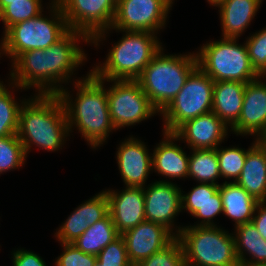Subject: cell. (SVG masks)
Here are the masks:
<instances>
[{
    "mask_svg": "<svg viewBox=\"0 0 266 266\" xmlns=\"http://www.w3.org/2000/svg\"><path fill=\"white\" fill-rule=\"evenodd\" d=\"M254 143L249 147L248 150H244L239 147H228V148H216L218 164L220 169L221 178L231 179L233 182L239 178L243 169L247 152L255 145Z\"/></svg>",
    "mask_w": 266,
    "mask_h": 266,
    "instance_id": "31",
    "label": "cell"
},
{
    "mask_svg": "<svg viewBox=\"0 0 266 266\" xmlns=\"http://www.w3.org/2000/svg\"><path fill=\"white\" fill-rule=\"evenodd\" d=\"M189 156L188 177L199 183L220 185L216 181L221 177L216 149H193Z\"/></svg>",
    "mask_w": 266,
    "mask_h": 266,
    "instance_id": "28",
    "label": "cell"
},
{
    "mask_svg": "<svg viewBox=\"0 0 266 266\" xmlns=\"http://www.w3.org/2000/svg\"><path fill=\"white\" fill-rule=\"evenodd\" d=\"M104 83V79L97 78L89 70L85 78L74 82L77 90L75 99L67 88L57 94L65 109L69 132L75 125L93 149L103 145L110 132L116 130L109 115Z\"/></svg>",
    "mask_w": 266,
    "mask_h": 266,
    "instance_id": "1",
    "label": "cell"
},
{
    "mask_svg": "<svg viewBox=\"0 0 266 266\" xmlns=\"http://www.w3.org/2000/svg\"><path fill=\"white\" fill-rule=\"evenodd\" d=\"M70 30L85 33L90 39L111 28L117 0H56Z\"/></svg>",
    "mask_w": 266,
    "mask_h": 266,
    "instance_id": "12",
    "label": "cell"
},
{
    "mask_svg": "<svg viewBox=\"0 0 266 266\" xmlns=\"http://www.w3.org/2000/svg\"><path fill=\"white\" fill-rule=\"evenodd\" d=\"M50 17L40 13L37 17L19 22L5 31L2 55L12 63L24 52L46 49L60 40L70 29L56 0H51Z\"/></svg>",
    "mask_w": 266,
    "mask_h": 266,
    "instance_id": "6",
    "label": "cell"
},
{
    "mask_svg": "<svg viewBox=\"0 0 266 266\" xmlns=\"http://www.w3.org/2000/svg\"><path fill=\"white\" fill-rule=\"evenodd\" d=\"M222 197L223 214L235 222V227L251 222L257 204L259 203L236 182L219 185Z\"/></svg>",
    "mask_w": 266,
    "mask_h": 266,
    "instance_id": "24",
    "label": "cell"
},
{
    "mask_svg": "<svg viewBox=\"0 0 266 266\" xmlns=\"http://www.w3.org/2000/svg\"><path fill=\"white\" fill-rule=\"evenodd\" d=\"M247 39L245 44L253 68L260 76L266 77V28Z\"/></svg>",
    "mask_w": 266,
    "mask_h": 266,
    "instance_id": "35",
    "label": "cell"
},
{
    "mask_svg": "<svg viewBox=\"0 0 266 266\" xmlns=\"http://www.w3.org/2000/svg\"><path fill=\"white\" fill-rule=\"evenodd\" d=\"M145 218L167 228L174 235V219L182 211L181 189L167 180L143 187Z\"/></svg>",
    "mask_w": 266,
    "mask_h": 266,
    "instance_id": "13",
    "label": "cell"
},
{
    "mask_svg": "<svg viewBox=\"0 0 266 266\" xmlns=\"http://www.w3.org/2000/svg\"><path fill=\"white\" fill-rule=\"evenodd\" d=\"M42 0H17L8 1V5L1 11V21L4 23V34L0 42L3 46L5 40V31L19 22L37 17L44 12L42 9Z\"/></svg>",
    "mask_w": 266,
    "mask_h": 266,
    "instance_id": "29",
    "label": "cell"
},
{
    "mask_svg": "<svg viewBox=\"0 0 266 266\" xmlns=\"http://www.w3.org/2000/svg\"><path fill=\"white\" fill-rule=\"evenodd\" d=\"M8 1H17V0H0V20H1V11L8 5Z\"/></svg>",
    "mask_w": 266,
    "mask_h": 266,
    "instance_id": "42",
    "label": "cell"
},
{
    "mask_svg": "<svg viewBox=\"0 0 266 266\" xmlns=\"http://www.w3.org/2000/svg\"><path fill=\"white\" fill-rule=\"evenodd\" d=\"M90 43V38L78 30H69L60 40L43 49L48 61V94H58L73 72L87 59L78 41ZM61 83V84H60Z\"/></svg>",
    "mask_w": 266,
    "mask_h": 266,
    "instance_id": "11",
    "label": "cell"
},
{
    "mask_svg": "<svg viewBox=\"0 0 266 266\" xmlns=\"http://www.w3.org/2000/svg\"><path fill=\"white\" fill-rule=\"evenodd\" d=\"M252 223L261 236L266 234V202H259L257 204Z\"/></svg>",
    "mask_w": 266,
    "mask_h": 266,
    "instance_id": "40",
    "label": "cell"
},
{
    "mask_svg": "<svg viewBox=\"0 0 266 266\" xmlns=\"http://www.w3.org/2000/svg\"><path fill=\"white\" fill-rule=\"evenodd\" d=\"M125 34L107 54L103 64L90 71L104 80H136L162 48L155 33L123 31Z\"/></svg>",
    "mask_w": 266,
    "mask_h": 266,
    "instance_id": "4",
    "label": "cell"
},
{
    "mask_svg": "<svg viewBox=\"0 0 266 266\" xmlns=\"http://www.w3.org/2000/svg\"><path fill=\"white\" fill-rule=\"evenodd\" d=\"M236 183L258 202H266V157L257 144L247 152Z\"/></svg>",
    "mask_w": 266,
    "mask_h": 266,
    "instance_id": "25",
    "label": "cell"
},
{
    "mask_svg": "<svg viewBox=\"0 0 266 266\" xmlns=\"http://www.w3.org/2000/svg\"><path fill=\"white\" fill-rule=\"evenodd\" d=\"M223 0H207V2L209 3V4H211L212 6H217V5H219L221 2H222Z\"/></svg>",
    "mask_w": 266,
    "mask_h": 266,
    "instance_id": "43",
    "label": "cell"
},
{
    "mask_svg": "<svg viewBox=\"0 0 266 266\" xmlns=\"http://www.w3.org/2000/svg\"><path fill=\"white\" fill-rule=\"evenodd\" d=\"M12 69L11 87L27 90L33 86L36 94H48V61L43 49L22 53L12 63Z\"/></svg>",
    "mask_w": 266,
    "mask_h": 266,
    "instance_id": "19",
    "label": "cell"
},
{
    "mask_svg": "<svg viewBox=\"0 0 266 266\" xmlns=\"http://www.w3.org/2000/svg\"><path fill=\"white\" fill-rule=\"evenodd\" d=\"M118 236L112 217L108 214L102 220L89 226L72 244L86 254L97 256Z\"/></svg>",
    "mask_w": 266,
    "mask_h": 266,
    "instance_id": "27",
    "label": "cell"
},
{
    "mask_svg": "<svg viewBox=\"0 0 266 266\" xmlns=\"http://www.w3.org/2000/svg\"><path fill=\"white\" fill-rule=\"evenodd\" d=\"M171 0H117L116 13L111 28L99 31L90 43L99 46L108 31H138L157 34L166 24Z\"/></svg>",
    "mask_w": 266,
    "mask_h": 266,
    "instance_id": "9",
    "label": "cell"
},
{
    "mask_svg": "<svg viewBox=\"0 0 266 266\" xmlns=\"http://www.w3.org/2000/svg\"><path fill=\"white\" fill-rule=\"evenodd\" d=\"M27 99L19 111L17 133L26 156L33 145L52 152L61 149L70 134L65 109L58 95L36 94Z\"/></svg>",
    "mask_w": 266,
    "mask_h": 266,
    "instance_id": "2",
    "label": "cell"
},
{
    "mask_svg": "<svg viewBox=\"0 0 266 266\" xmlns=\"http://www.w3.org/2000/svg\"><path fill=\"white\" fill-rule=\"evenodd\" d=\"M197 67L196 53L166 55L162 47L136 81L160 113L179 93Z\"/></svg>",
    "mask_w": 266,
    "mask_h": 266,
    "instance_id": "3",
    "label": "cell"
},
{
    "mask_svg": "<svg viewBox=\"0 0 266 266\" xmlns=\"http://www.w3.org/2000/svg\"><path fill=\"white\" fill-rule=\"evenodd\" d=\"M63 223L54 235L60 243H73L89 227L85 224L84 203L80 204Z\"/></svg>",
    "mask_w": 266,
    "mask_h": 266,
    "instance_id": "34",
    "label": "cell"
},
{
    "mask_svg": "<svg viewBox=\"0 0 266 266\" xmlns=\"http://www.w3.org/2000/svg\"><path fill=\"white\" fill-rule=\"evenodd\" d=\"M263 0H223L220 8L222 37L237 38L248 28Z\"/></svg>",
    "mask_w": 266,
    "mask_h": 266,
    "instance_id": "22",
    "label": "cell"
},
{
    "mask_svg": "<svg viewBox=\"0 0 266 266\" xmlns=\"http://www.w3.org/2000/svg\"><path fill=\"white\" fill-rule=\"evenodd\" d=\"M261 237H262V239L264 240V242H265V247H266V234H263Z\"/></svg>",
    "mask_w": 266,
    "mask_h": 266,
    "instance_id": "44",
    "label": "cell"
},
{
    "mask_svg": "<svg viewBox=\"0 0 266 266\" xmlns=\"http://www.w3.org/2000/svg\"><path fill=\"white\" fill-rule=\"evenodd\" d=\"M121 236L133 266L162 250L176 238L164 226L146 220Z\"/></svg>",
    "mask_w": 266,
    "mask_h": 266,
    "instance_id": "14",
    "label": "cell"
},
{
    "mask_svg": "<svg viewBox=\"0 0 266 266\" xmlns=\"http://www.w3.org/2000/svg\"><path fill=\"white\" fill-rule=\"evenodd\" d=\"M105 192L109 214L119 235L146 220L143 187L125 186L122 192L110 189Z\"/></svg>",
    "mask_w": 266,
    "mask_h": 266,
    "instance_id": "16",
    "label": "cell"
},
{
    "mask_svg": "<svg viewBox=\"0 0 266 266\" xmlns=\"http://www.w3.org/2000/svg\"><path fill=\"white\" fill-rule=\"evenodd\" d=\"M109 214V201L106 192L103 190L84 202L85 224L93 225Z\"/></svg>",
    "mask_w": 266,
    "mask_h": 266,
    "instance_id": "38",
    "label": "cell"
},
{
    "mask_svg": "<svg viewBox=\"0 0 266 266\" xmlns=\"http://www.w3.org/2000/svg\"><path fill=\"white\" fill-rule=\"evenodd\" d=\"M181 200L183 210L186 209L188 213L201 219L200 223L193 226H217L213 218L220 213L223 214L219 185L199 183L188 194L182 193Z\"/></svg>",
    "mask_w": 266,
    "mask_h": 266,
    "instance_id": "20",
    "label": "cell"
},
{
    "mask_svg": "<svg viewBox=\"0 0 266 266\" xmlns=\"http://www.w3.org/2000/svg\"><path fill=\"white\" fill-rule=\"evenodd\" d=\"M214 81L199 67L188 77L173 100L159 113L163 132L174 133L182 124L212 111Z\"/></svg>",
    "mask_w": 266,
    "mask_h": 266,
    "instance_id": "8",
    "label": "cell"
},
{
    "mask_svg": "<svg viewBox=\"0 0 266 266\" xmlns=\"http://www.w3.org/2000/svg\"><path fill=\"white\" fill-rule=\"evenodd\" d=\"M261 78L266 79L260 76L246 83L241 114L230 132L244 136H259L266 132V82Z\"/></svg>",
    "mask_w": 266,
    "mask_h": 266,
    "instance_id": "15",
    "label": "cell"
},
{
    "mask_svg": "<svg viewBox=\"0 0 266 266\" xmlns=\"http://www.w3.org/2000/svg\"><path fill=\"white\" fill-rule=\"evenodd\" d=\"M101 266H133L127 255L123 237L119 235L96 256Z\"/></svg>",
    "mask_w": 266,
    "mask_h": 266,
    "instance_id": "36",
    "label": "cell"
},
{
    "mask_svg": "<svg viewBox=\"0 0 266 266\" xmlns=\"http://www.w3.org/2000/svg\"><path fill=\"white\" fill-rule=\"evenodd\" d=\"M0 81V137L16 135L19 128V111L23 99L19 104L11 91Z\"/></svg>",
    "mask_w": 266,
    "mask_h": 266,
    "instance_id": "30",
    "label": "cell"
},
{
    "mask_svg": "<svg viewBox=\"0 0 266 266\" xmlns=\"http://www.w3.org/2000/svg\"><path fill=\"white\" fill-rule=\"evenodd\" d=\"M228 126L213 112L182 124L174 134L193 149H216L228 135Z\"/></svg>",
    "mask_w": 266,
    "mask_h": 266,
    "instance_id": "17",
    "label": "cell"
},
{
    "mask_svg": "<svg viewBox=\"0 0 266 266\" xmlns=\"http://www.w3.org/2000/svg\"><path fill=\"white\" fill-rule=\"evenodd\" d=\"M255 143L260 147V149L264 152L266 157V134H261L256 136Z\"/></svg>",
    "mask_w": 266,
    "mask_h": 266,
    "instance_id": "41",
    "label": "cell"
},
{
    "mask_svg": "<svg viewBox=\"0 0 266 266\" xmlns=\"http://www.w3.org/2000/svg\"><path fill=\"white\" fill-rule=\"evenodd\" d=\"M136 266H185L184 250L176 237L169 245Z\"/></svg>",
    "mask_w": 266,
    "mask_h": 266,
    "instance_id": "33",
    "label": "cell"
},
{
    "mask_svg": "<svg viewBox=\"0 0 266 266\" xmlns=\"http://www.w3.org/2000/svg\"><path fill=\"white\" fill-rule=\"evenodd\" d=\"M235 253L240 266L266 265L265 242L251 222L235 227ZM249 254L251 259L246 258Z\"/></svg>",
    "mask_w": 266,
    "mask_h": 266,
    "instance_id": "26",
    "label": "cell"
},
{
    "mask_svg": "<svg viewBox=\"0 0 266 266\" xmlns=\"http://www.w3.org/2000/svg\"><path fill=\"white\" fill-rule=\"evenodd\" d=\"M246 83L239 81L214 82L212 111L231 128L239 119Z\"/></svg>",
    "mask_w": 266,
    "mask_h": 266,
    "instance_id": "23",
    "label": "cell"
},
{
    "mask_svg": "<svg viewBox=\"0 0 266 266\" xmlns=\"http://www.w3.org/2000/svg\"><path fill=\"white\" fill-rule=\"evenodd\" d=\"M113 82L107 88L109 115L115 128L136 125L159 113L136 80H104Z\"/></svg>",
    "mask_w": 266,
    "mask_h": 266,
    "instance_id": "10",
    "label": "cell"
},
{
    "mask_svg": "<svg viewBox=\"0 0 266 266\" xmlns=\"http://www.w3.org/2000/svg\"><path fill=\"white\" fill-rule=\"evenodd\" d=\"M93 266H101V263L96 259V262Z\"/></svg>",
    "mask_w": 266,
    "mask_h": 266,
    "instance_id": "45",
    "label": "cell"
},
{
    "mask_svg": "<svg viewBox=\"0 0 266 266\" xmlns=\"http://www.w3.org/2000/svg\"><path fill=\"white\" fill-rule=\"evenodd\" d=\"M198 67L214 82L239 81L248 83L260 77L253 68L246 44L237 38L210 41L196 52Z\"/></svg>",
    "mask_w": 266,
    "mask_h": 266,
    "instance_id": "7",
    "label": "cell"
},
{
    "mask_svg": "<svg viewBox=\"0 0 266 266\" xmlns=\"http://www.w3.org/2000/svg\"><path fill=\"white\" fill-rule=\"evenodd\" d=\"M62 254L57 257L55 266H93L97 257L86 254L72 243H61Z\"/></svg>",
    "mask_w": 266,
    "mask_h": 266,
    "instance_id": "37",
    "label": "cell"
},
{
    "mask_svg": "<svg viewBox=\"0 0 266 266\" xmlns=\"http://www.w3.org/2000/svg\"><path fill=\"white\" fill-rule=\"evenodd\" d=\"M174 236L182 244L185 266H240L233 233L220 227H178Z\"/></svg>",
    "mask_w": 266,
    "mask_h": 266,
    "instance_id": "5",
    "label": "cell"
},
{
    "mask_svg": "<svg viewBox=\"0 0 266 266\" xmlns=\"http://www.w3.org/2000/svg\"><path fill=\"white\" fill-rule=\"evenodd\" d=\"M1 54H2V48L0 47V57H1Z\"/></svg>",
    "mask_w": 266,
    "mask_h": 266,
    "instance_id": "46",
    "label": "cell"
},
{
    "mask_svg": "<svg viewBox=\"0 0 266 266\" xmlns=\"http://www.w3.org/2000/svg\"><path fill=\"white\" fill-rule=\"evenodd\" d=\"M163 135L164 140L153 150L152 170L169 179L187 178L189 155L175 143L180 139L174 133L164 132Z\"/></svg>",
    "mask_w": 266,
    "mask_h": 266,
    "instance_id": "21",
    "label": "cell"
},
{
    "mask_svg": "<svg viewBox=\"0 0 266 266\" xmlns=\"http://www.w3.org/2000/svg\"><path fill=\"white\" fill-rule=\"evenodd\" d=\"M12 255L13 266H46L41 256L23 248L14 251Z\"/></svg>",
    "mask_w": 266,
    "mask_h": 266,
    "instance_id": "39",
    "label": "cell"
},
{
    "mask_svg": "<svg viewBox=\"0 0 266 266\" xmlns=\"http://www.w3.org/2000/svg\"><path fill=\"white\" fill-rule=\"evenodd\" d=\"M26 154L18 135L0 137V174L20 168Z\"/></svg>",
    "mask_w": 266,
    "mask_h": 266,
    "instance_id": "32",
    "label": "cell"
},
{
    "mask_svg": "<svg viewBox=\"0 0 266 266\" xmlns=\"http://www.w3.org/2000/svg\"><path fill=\"white\" fill-rule=\"evenodd\" d=\"M117 149L116 160L125 185L145 187L152 171V153L149 154L145 143L131 136L121 142Z\"/></svg>",
    "mask_w": 266,
    "mask_h": 266,
    "instance_id": "18",
    "label": "cell"
}]
</instances>
